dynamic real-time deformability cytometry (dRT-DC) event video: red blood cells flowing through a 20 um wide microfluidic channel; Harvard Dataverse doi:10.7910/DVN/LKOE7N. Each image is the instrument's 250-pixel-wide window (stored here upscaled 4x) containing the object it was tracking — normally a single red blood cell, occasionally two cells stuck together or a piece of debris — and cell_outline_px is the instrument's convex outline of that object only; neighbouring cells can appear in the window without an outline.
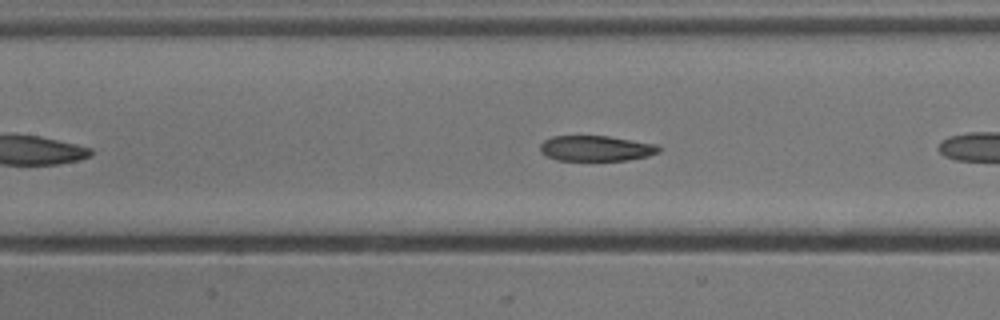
{"species": "common noctule bat (a hibernating species)", "species_latin": "Nyctalus noctula", "temperature_condition": "cold", "stored_images_in_passage": 15, "camera_frame_rate_fps": 3000, "um_per_image_px": 0.085, "animal": {"sex": "male", "body_mass_g": 13.3}, "frame": {"image": 1, "passage_image": 9, "time_ms": 2.667, "image_size_px": [1000, 320], "cell_outline_px": [[660, 152], [648, 156], [628, 160], [556, 160], [540, 152], [540, 144], [544, 140], [552, 136], [608, 136], [656, 144], [660, 148]], "centroid_in_image_um": [50.66, 12.61], "position_along_channel_um": 156.7, "area_um2": 17.57}}